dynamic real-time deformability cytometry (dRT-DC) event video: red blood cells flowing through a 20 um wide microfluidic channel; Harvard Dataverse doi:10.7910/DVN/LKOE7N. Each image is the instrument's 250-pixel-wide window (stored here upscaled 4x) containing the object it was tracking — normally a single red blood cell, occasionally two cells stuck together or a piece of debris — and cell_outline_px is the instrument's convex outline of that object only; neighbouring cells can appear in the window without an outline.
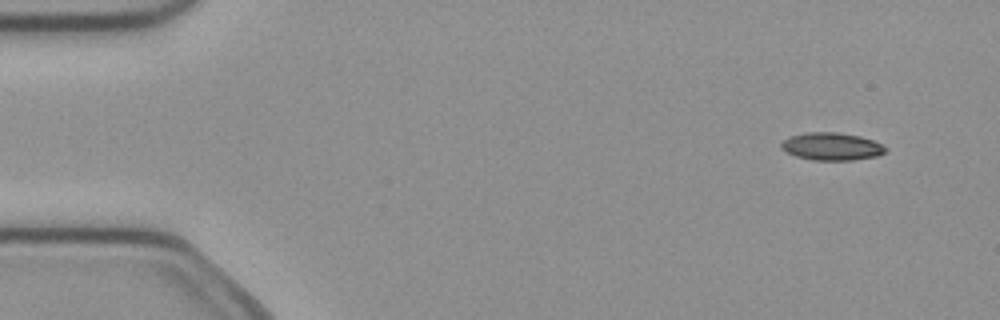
{"species": "common noctule bat (a hibernating species)", "species_latin": "Nyctalus noctula", "temperature_condition": "cold", "stored_images_in_passage": 4, "camera_frame_rate_fps": 3000, "um_per_image_px": 0.085, "animal": {"sex": "female", "body_mass_g": 21.9}, "frame": {"image": 1, "passage_image": 1, "time_ms": 0.0, "image_size_px": [1000, 320], "cell_outline_px": [[888, 148], [884, 152], [876, 156], [852, 160], [812, 160], [796, 156], [780, 148], [780, 144], [784, 140], [792, 136], [808, 132], [836, 132], [860, 136], [872, 140]], "centroid_in_image_um": [70.68, 12.45], "position_along_channel_um": 14.3, "area_um2": 16.59}}
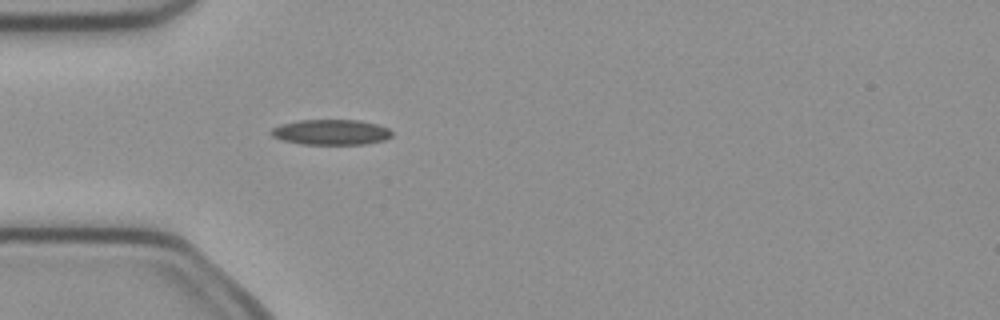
{"frame": {"image": 2, "passage_image": 4, "time_ms": 1.0, "image_size_px": [1000, 320], "cell_outline_px": [[392, 136], [384, 140], [364, 144], [300, 144], [284, 140], [272, 136], [268, 132], [272, 128], [280, 124], [296, 120], [360, 120], [380, 124], [388, 128], [392, 132]], "centroid_in_image_um": [28.14, 11.22], "position_along_channel_um": 56.9, "area_um2": 18.03}}